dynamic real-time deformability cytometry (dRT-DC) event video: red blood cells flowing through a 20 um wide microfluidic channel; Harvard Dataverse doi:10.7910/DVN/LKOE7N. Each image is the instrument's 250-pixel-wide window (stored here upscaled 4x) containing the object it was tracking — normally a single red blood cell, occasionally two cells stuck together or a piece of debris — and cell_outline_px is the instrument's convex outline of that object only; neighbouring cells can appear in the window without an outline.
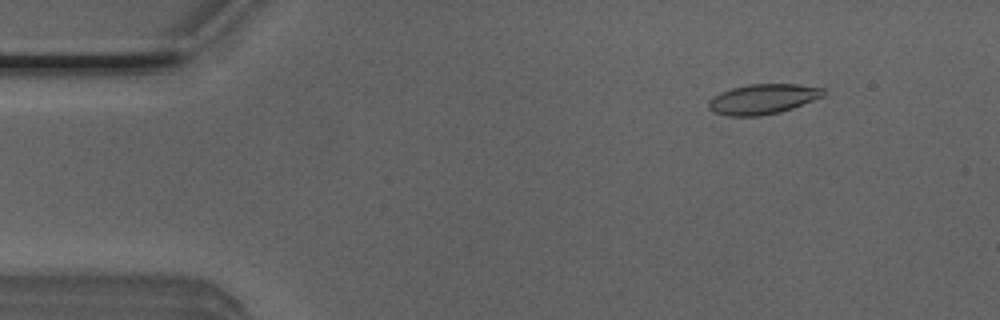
{"species": "Egyptian fruit bat (a non-hibernating species)", "species_latin": "Rousettus aegyptiacus", "temperature_condition": "room temperature", "stored_images_in_passage": 13, "camera_frame_rate_fps": 3000, "um_per_image_px": 0.085, "animal": {"sex": "male"}, "frame": {"image": 1, "passage_image": 6, "time_ms": 1.667, "image_size_px": [1000, 320], "cell_outline_px": [[824, 96], [792, 108], [780, 112], [760, 116], [728, 116], [716, 112], [708, 108], [708, 100], [712, 96], [720, 92], [732, 88], [748, 84], [796, 84], [824, 88]], "centroid_in_image_um": [64.82, 8.42], "position_along_channel_um": 20.2, "area_um2": 20.11}}